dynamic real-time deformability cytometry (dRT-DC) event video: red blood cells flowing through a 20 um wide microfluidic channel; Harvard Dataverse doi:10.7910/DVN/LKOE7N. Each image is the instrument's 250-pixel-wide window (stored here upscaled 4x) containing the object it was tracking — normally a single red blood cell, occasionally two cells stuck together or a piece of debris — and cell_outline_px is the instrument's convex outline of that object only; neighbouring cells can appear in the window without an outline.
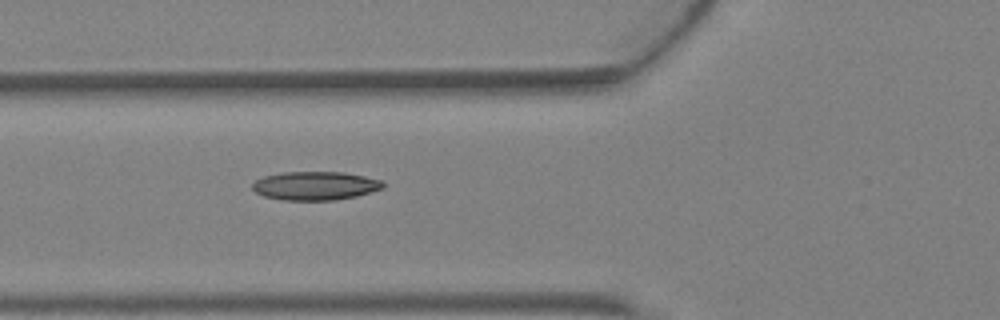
{"species": "Egyptian fruit bat (a non-hibernating species)", "species_latin": "Rousettus aegyptiacus", "temperature_condition": "warm", "stored_images_in_passage": 4, "camera_frame_rate_fps": 3000, "um_per_image_px": 0.085, "animal": {"sex": "female"}, "frame": {"image": 1, "passage_image": 4, "time_ms": 1.0, "image_size_px": [1000, 320], "cell_outline_px": [[384, 188], [356, 196], [336, 200], [280, 200], [264, 196], [256, 192], [252, 188], [252, 184], [256, 180], [264, 176], [284, 172], [344, 172], [364, 176], [380, 180], [384, 184]], "centroid_in_image_um": [26.79, 15.79], "position_along_channel_um": 99.0, "area_um2": 21.73}}